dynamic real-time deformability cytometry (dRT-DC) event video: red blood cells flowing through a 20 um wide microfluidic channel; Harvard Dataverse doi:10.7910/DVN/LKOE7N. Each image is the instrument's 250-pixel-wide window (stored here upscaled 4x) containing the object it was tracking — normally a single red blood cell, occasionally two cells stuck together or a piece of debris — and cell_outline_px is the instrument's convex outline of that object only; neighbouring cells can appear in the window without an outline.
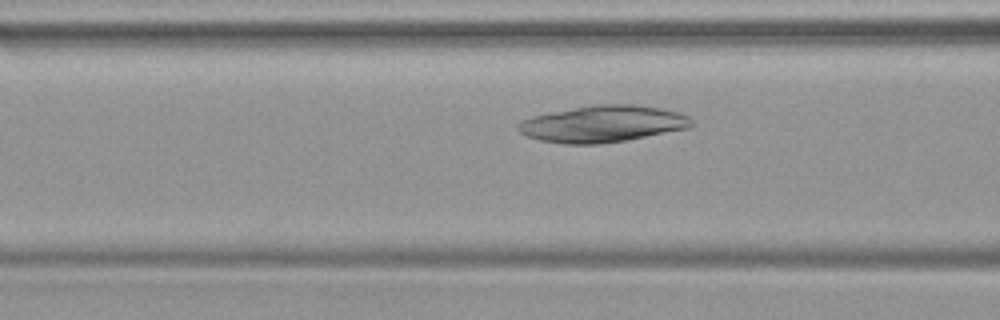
{"species": "common noctule bat (a hibernating species)", "species_latin": "Nyctalus noctula", "temperature_condition": "warm", "stored_images_in_passage": 29, "camera_frame_rate_fps": 3000, "um_per_image_px": 0.085, "animal": {"sex": "female", "body_mass_g": 19.9}, "frame": {"image": 1, "passage_image": 6, "time_ms": 1.667, "image_size_px": [1000, 320], "cell_outline_px": [[692, 128], [628, 140], [600, 144], [564, 144], [540, 140], [528, 136], [520, 132], [516, 128], [516, 124], [532, 116], [592, 104], [636, 104], [660, 108], [676, 112], [688, 116], [692, 120]], "centroid_in_image_um": [51.26, 10.53], "position_along_channel_um": 115.3, "area_um2": 37.22}}
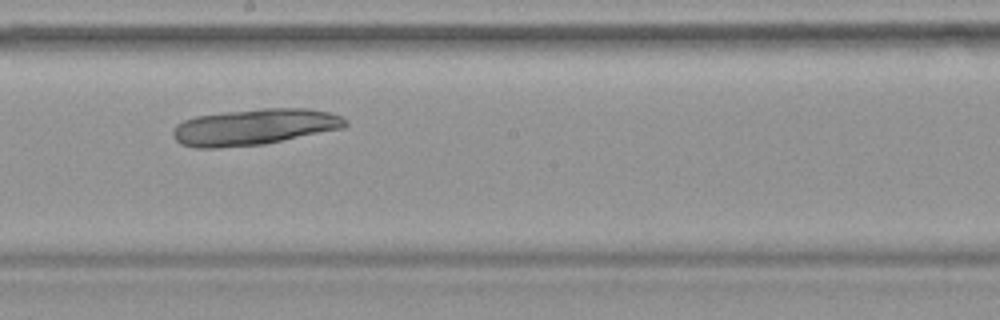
{"frame": {"image": 2, "passage_image": 14, "time_ms": 4.333, "image_size_px": [1000, 320], "cell_outline_px": [[348, 124], [344, 128], [264, 144], [220, 148], [196, 148], [180, 144], [172, 136], [172, 132], [176, 124], [184, 120], [196, 116], [224, 112], [264, 108], [308, 108], [328, 112], [340, 116], [348, 120]], "centroid_in_image_um": [21.61, 10.79], "position_along_channel_um": 226.6, "area_um2": 36.53}}
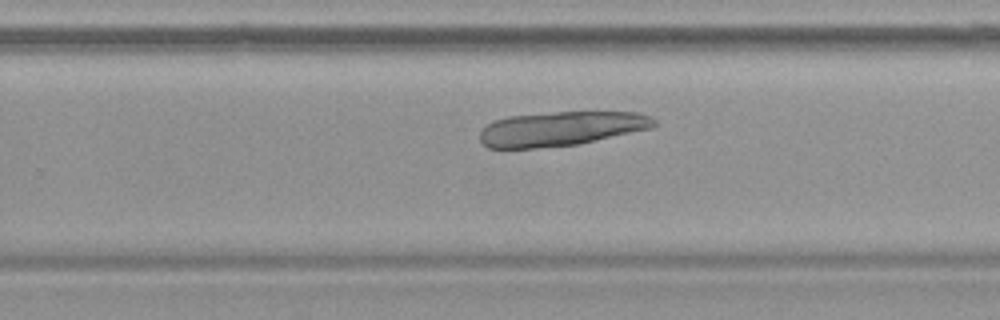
{"frame": {"image": 3, "passage_image": 18, "time_ms": 5.667, "image_size_px": [1000, 320], "cell_outline_px": [[656, 124], [652, 128], [580, 144], [536, 148], [488, 148], [480, 140], [480, 132], [492, 120], [508, 116], [556, 112], [636, 112], [652, 116], [656, 120]], "centroid_in_image_um": [47.7, 10.94], "position_along_channel_um": 282.1, "area_um2": 35.03}}